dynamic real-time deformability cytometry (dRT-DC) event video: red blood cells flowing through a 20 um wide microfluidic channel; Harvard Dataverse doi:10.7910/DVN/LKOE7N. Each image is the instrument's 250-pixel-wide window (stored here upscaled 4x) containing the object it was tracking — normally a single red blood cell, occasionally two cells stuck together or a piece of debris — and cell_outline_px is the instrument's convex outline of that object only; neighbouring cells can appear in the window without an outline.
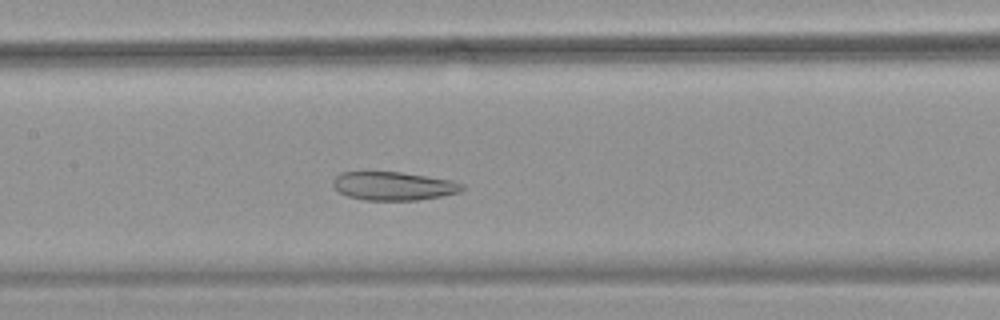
{"species": "common noctule bat (a hibernating species)", "species_latin": "Nyctalus noctula", "temperature_condition": "warm", "stored_images_in_passage": 51, "camera_frame_rate_fps": 3000, "um_per_image_px": 0.085, "animal": {"sex": "female", "body_mass_g": 18.4}, "frame": {"image": 1, "passage_image": 23, "time_ms": 7.333, "image_size_px": [1000, 320], "cell_outline_px": [[464, 188], [460, 192], [440, 196], [416, 200], [364, 200], [348, 196], [340, 192], [332, 184], [332, 180], [340, 172], [400, 172], [452, 180], [464, 184]], "centroid_in_image_um": [33.44, 15.81], "position_along_channel_um": 174.0, "area_um2": 21.33}}
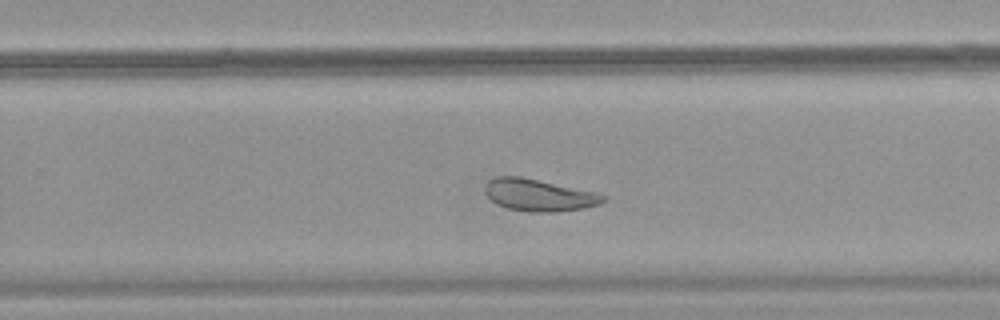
{"frame": {"image": 2, "passage_image": 32, "time_ms": 10.333, "image_size_px": [1000, 320], "cell_outline_px": [[608, 196], [600, 204], [584, 208], [556, 212], [528, 212], [508, 208], [496, 204], [484, 192], [484, 184], [488, 180], [496, 176], [520, 176], [596, 192]], "centroid_in_image_um": [45.79, 16.58], "position_along_channel_um": 284.0, "area_um2": 22.2}}
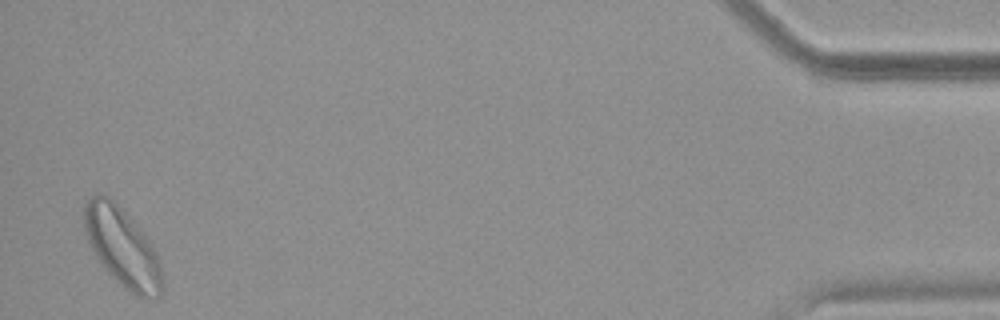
{"frame": {"image": 3, "passage_image": 50, "time_ms": 16.333, "image_size_px": [1000, 320], "cell_outline_px": [[160, 296], [148, 300], [144, 300], [136, 296], [108, 272], [100, 264], [88, 240], [84, 228], [84, 204], [88, 196], [108, 196], [140, 228], [152, 244], [160, 260]], "centroid_in_image_um": [10.39, 21.02], "position_along_channel_um": 424.8, "area_um2": 35.14}, "authors_computed_cell_mechanics": {"area_um2": 28.4376, "velocity_mm_per_s": 3.6832, "shape_relaxation_time_tau1_ms": null, "shape_relaxation_time_tau2_ms": 3.3219, "deformation_change_tau1": null, "deformation_change_tau2": 0.0926}}